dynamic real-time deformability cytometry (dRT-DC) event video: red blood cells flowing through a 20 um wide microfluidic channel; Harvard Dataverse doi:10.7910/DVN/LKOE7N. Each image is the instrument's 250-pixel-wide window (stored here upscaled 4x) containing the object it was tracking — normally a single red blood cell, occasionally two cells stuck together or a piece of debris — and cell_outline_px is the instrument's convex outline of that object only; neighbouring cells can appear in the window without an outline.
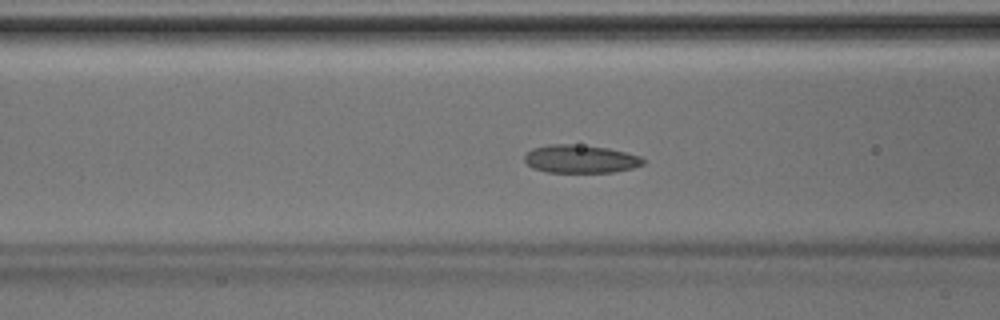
{"species": "Egyptian fruit bat (a non-hibernating species)", "species_latin": "Rousettus aegyptiacus", "temperature_condition": "room temperature", "stored_images_in_passage": 33, "camera_frame_rate_fps": 3000, "um_per_image_px": 0.085, "animal": {"sex": "male"}, "frame": {"image": 1, "passage_image": 6, "time_ms": 1.667, "image_size_px": [1000, 320], "cell_outline_px": [[644, 164], [632, 168], [612, 172], [548, 172], [532, 168], [524, 160], [524, 156], [532, 148], [548, 144], [572, 144], [608, 148], [640, 156], [644, 160]], "centroid_in_image_um": [49.31, 13.51], "position_along_channel_um": 117.3, "area_um2": 19.31}}
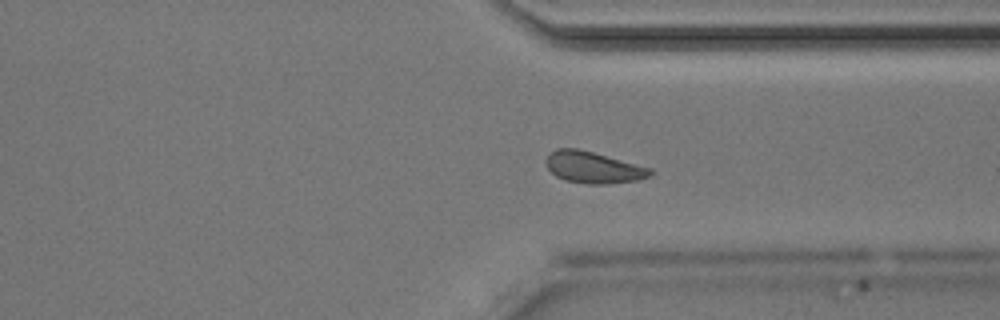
{"frame": {"image": 2, "passage_image": 22, "time_ms": 7.0, "image_size_px": [1000, 320], "cell_outline_px": [[652, 172], [648, 176], [640, 180], [608, 184], [588, 184], [564, 180], [556, 176], [548, 168], [544, 160], [556, 148], [576, 148], [592, 152], [652, 168]], "centroid_in_image_um": [50.42, 14.24], "position_along_channel_um": 361.0, "area_um2": 19.07}}
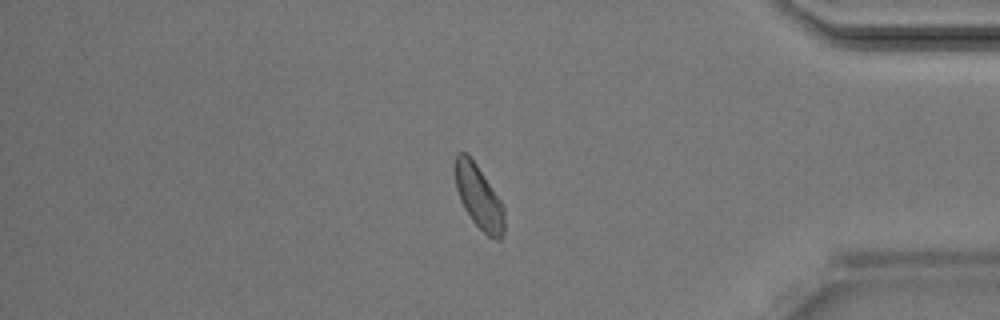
{"frame": {"image": 3, "passage_image": 26, "time_ms": 8.333, "image_size_px": [1000, 320], "cell_outline_px": [[504, 232], [500, 240], [496, 240], [488, 236], [472, 220], [464, 208], [460, 200], [456, 188], [456, 152], [464, 152], [476, 164], [504, 204]], "centroid_in_image_um": [40.73, 16.78], "position_along_channel_um": 394.5, "area_um2": 18.03}}